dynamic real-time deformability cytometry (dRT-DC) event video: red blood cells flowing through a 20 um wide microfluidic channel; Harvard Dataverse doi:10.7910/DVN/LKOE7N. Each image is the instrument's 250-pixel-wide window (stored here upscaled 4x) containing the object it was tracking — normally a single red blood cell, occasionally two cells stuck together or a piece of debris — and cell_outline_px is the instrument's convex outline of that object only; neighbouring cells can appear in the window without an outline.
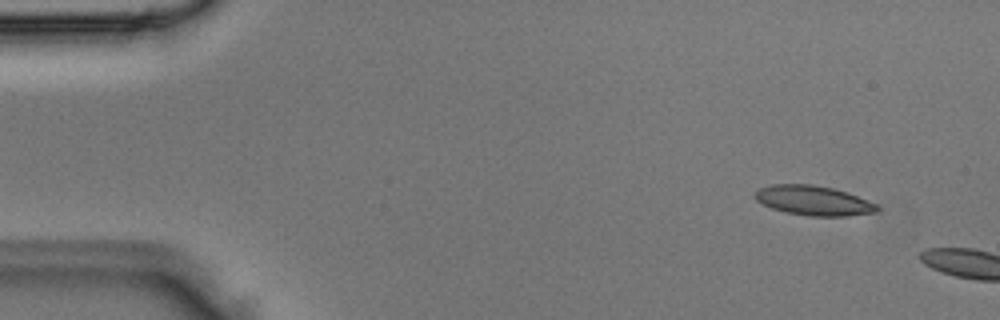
{"species": "Egyptian fruit bat (a non-hibernating species)", "species_latin": "Rousettus aegyptiacus", "temperature_condition": "room temperature", "stored_images_in_passage": 2, "camera_frame_rate_fps": 3000, "um_per_image_px": 0.085, "animal": {"sex": "male"}, "frame": {"image": 1, "passage_image": 1, "time_ms": 0.0, "image_size_px": [1000, 320], "cell_outline_px": [[880, 208], [876, 212], [848, 216], [808, 216], [788, 212], [772, 208], [756, 200], [752, 196], [760, 188], [772, 184], [812, 184], [832, 188], [848, 192], [868, 200], [876, 204]], "centroid_in_image_um": [69.16, 17.04], "position_along_channel_um": 15.8, "area_um2": 21.1}}